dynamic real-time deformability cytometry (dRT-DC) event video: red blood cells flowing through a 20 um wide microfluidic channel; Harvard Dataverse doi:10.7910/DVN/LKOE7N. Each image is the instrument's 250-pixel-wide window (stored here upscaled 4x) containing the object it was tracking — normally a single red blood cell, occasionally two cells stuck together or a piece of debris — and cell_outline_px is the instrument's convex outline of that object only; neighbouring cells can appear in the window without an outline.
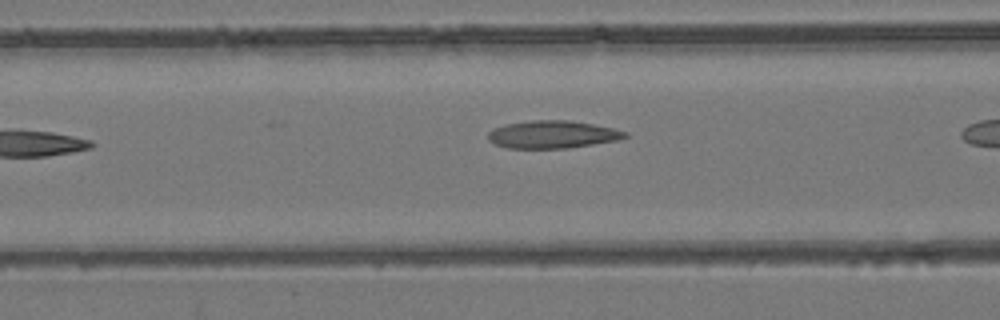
{"species": "common noctule bat (a hibernating species)", "species_latin": "Nyctalus noctula", "temperature_condition": "room temperature", "stored_images_in_passage": 6, "camera_frame_rate_fps": 3000, "um_per_image_px": 0.085, "animal": {"sex": "female", "body_mass_g": 24.6, "forearm_length_mm": 56.2}, "frame": {"image": 1, "passage_image": 5, "time_ms": 4.667, "image_size_px": [1000, 320], "cell_outline_px": [[628, 136], [616, 140], [568, 148], [508, 148], [496, 144], [488, 140], [488, 132], [492, 128], [504, 124], [532, 120], [568, 120], [592, 124], [612, 128], [628, 132]], "centroid_in_image_um": [46.92, 11.42], "position_along_channel_um": 119.7, "area_um2": 21.96}}